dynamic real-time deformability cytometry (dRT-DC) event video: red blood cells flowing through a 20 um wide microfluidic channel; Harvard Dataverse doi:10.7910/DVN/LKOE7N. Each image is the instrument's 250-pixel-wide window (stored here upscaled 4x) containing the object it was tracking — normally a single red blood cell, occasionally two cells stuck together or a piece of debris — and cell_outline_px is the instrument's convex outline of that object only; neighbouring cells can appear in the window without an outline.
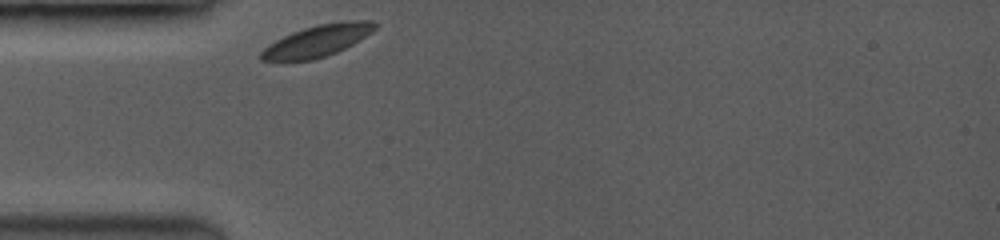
{"species": "common noctule bat (a hibernating species)", "species_latin": "Nyctalus noctula", "temperature_condition": "room temperature", "stored_images_in_passage": 4, "camera_frame_rate_fps": 3500, "um_per_image_px": 0.085, "animal": {"sex": "female", "body_mass_g": 19.0, "forearm_length_mm": 53.3}, "frame": {"image": 1, "passage_image": 1, "time_ms": 0.0, "image_size_px": [1000, 240], "cell_outline_px": [[376, 28], [372, 32], [360, 40], [336, 52], [312, 60], [260, 60], [260, 52], [268, 44], [292, 32], [304, 28], [320, 24], [348, 20], [372, 20], [376, 24]], "centroid_in_image_um": [27.0, 3.45], "position_along_channel_um": 58.0, "area_um2": 20.69}}